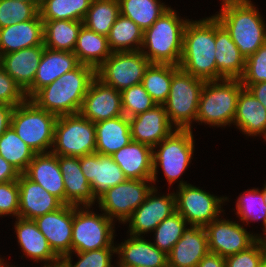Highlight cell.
<instances>
[{"instance_id":"cell-11","label":"cell","mask_w":266,"mask_h":267,"mask_svg":"<svg viewBox=\"0 0 266 267\" xmlns=\"http://www.w3.org/2000/svg\"><path fill=\"white\" fill-rule=\"evenodd\" d=\"M151 62L139 51L112 52L96 69V77L104 84L122 92L142 83Z\"/></svg>"},{"instance_id":"cell-3","label":"cell","mask_w":266,"mask_h":267,"mask_svg":"<svg viewBox=\"0 0 266 267\" xmlns=\"http://www.w3.org/2000/svg\"><path fill=\"white\" fill-rule=\"evenodd\" d=\"M214 16L230 34L245 59L266 42V24L251 0H236L224 4L220 13Z\"/></svg>"},{"instance_id":"cell-56","label":"cell","mask_w":266,"mask_h":267,"mask_svg":"<svg viewBox=\"0 0 266 267\" xmlns=\"http://www.w3.org/2000/svg\"><path fill=\"white\" fill-rule=\"evenodd\" d=\"M259 267H266V257L263 258V260L261 261Z\"/></svg>"},{"instance_id":"cell-6","label":"cell","mask_w":266,"mask_h":267,"mask_svg":"<svg viewBox=\"0 0 266 267\" xmlns=\"http://www.w3.org/2000/svg\"><path fill=\"white\" fill-rule=\"evenodd\" d=\"M58 116L39 108L32 100L26 99L15 106L11 126L17 135L36 153H49L52 149L55 124Z\"/></svg>"},{"instance_id":"cell-4","label":"cell","mask_w":266,"mask_h":267,"mask_svg":"<svg viewBox=\"0 0 266 267\" xmlns=\"http://www.w3.org/2000/svg\"><path fill=\"white\" fill-rule=\"evenodd\" d=\"M189 20L180 19L169 8L149 29L144 31L141 52L151 63L179 66L182 55L183 32ZM149 49L148 51H144Z\"/></svg>"},{"instance_id":"cell-25","label":"cell","mask_w":266,"mask_h":267,"mask_svg":"<svg viewBox=\"0 0 266 267\" xmlns=\"http://www.w3.org/2000/svg\"><path fill=\"white\" fill-rule=\"evenodd\" d=\"M215 61L218 81L241 79L245 71L246 59L240 54L230 34L215 17Z\"/></svg>"},{"instance_id":"cell-2","label":"cell","mask_w":266,"mask_h":267,"mask_svg":"<svg viewBox=\"0 0 266 267\" xmlns=\"http://www.w3.org/2000/svg\"><path fill=\"white\" fill-rule=\"evenodd\" d=\"M179 68L205 81L218 80L215 61V16L186 23Z\"/></svg>"},{"instance_id":"cell-46","label":"cell","mask_w":266,"mask_h":267,"mask_svg":"<svg viewBox=\"0 0 266 267\" xmlns=\"http://www.w3.org/2000/svg\"><path fill=\"white\" fill-rule=\"evenodd\" d=\"M240 80L242 84L266 81V42L246 59L245 71Z\"/></svg>"},{"instance_id":"cell-33","label":"cell","mask_w":266,"mask_h":267,"mask_svg":"<svg viewBox=\"0 0 266 267\" xmlns=\"http://www.w3.org/2000/svg\"><path fill=\"white\" fill-rule=\"evenodd\" d=\"M73 53L80 64L93 67L95 70L112 54L106 36L82 25Z\"/></svg>"},{"instance_id":"cell-10","label":"cell","mask_w":266,"mask_h":267,"mask_svg":"<svg viewBox=\"0 0 266 267\" xmlns=\"http://www.w3.org/2000/svg\"><path fill=\"white\" fill-rule=\"evenodd\" d=\"M191 129H175L159 144L160 149L153 151L152 182L157 179V167L161 166L165 177L171 185L180 178L188 167L194 150Z\"/></svg>"},{"instance_id":"cell-19","label":"cell","mask_w":266,"mask_h":267,"mask_svg":"<svg viewBox=\"0 0 266 267\" xmlns=\"http://www.w3.org/2000/svg\"><path fill=\"white\" fill-rule=\"evenodd\" d=\"M132 140L156 149L163 139L176 129L172 126L163 105L129 118Z\"/></svg>"},{"instance_id":"cell-35","label":"cell","mask_w":266,"mask_h":267,"mask_svg":"<svg viewBox=\"0 0 266 267\" xmlns=\"http://www.w3.org/2000/svg\"><path fill=\"white\" fill-rule=\"evenodd\" d=\"M144 31L131 19L119 15L107 35L112 52L139 51Z\"/></svg>"},{"instance_id":"cell-43","label":"cell","mask_w":266,"mask_h":267,"mask_svg":"<svg viewBox=\"0 0 266 267\" xmlns=\"http://www.w3.org/2000/svg\"><path fill=\"white\" fill-rule=\"evenodd\" d=\"M237 215L241 221L263 220L264 230L266 229V203L263 198V190L251 189L244 195H240L236 203Z\"/></svg>"},{"instance_id":"cell-32","label":"cell","mask_w":266,"mask_h":267,"mask_svg":"<svg viewBox=\"0 0 266 267\" xmlns=\"http://www.w3.org/2000/svg\"><path fill=\"white\" fill-rule=\"evenodd\" d=\"M233 123L248 136L262 133L266 139V108L246 88L238 95Z\"/></svg>"},{"instance_id":"cell-23","label":"cell","mask_w":266,"mask_h":267,"mask_svg":"<svg viewBox=\"0 0 266 267\" xmlns=\"http://www.w3.org/2000/svg\"><path fill=\"white\" fill-rule=\"evenodd\" d=\"M208 252L205 228L190 225L167 254L168 267H196Z\"/></svg>"},{"instance_id":"cell-37","label":"cell","mask_w":266,"mask_h":267,"mask_svg":"<svg viewBox=\"0 0 266 267\" xmlns=\"http://www.w3.org/2000/svg\"><path fill=\"white\" fill-rule=\"evenodd\" d=\"M179 66L151 63L142 79V85L157 105H163L170 93L173 74Z\"/></svg>"},{"instance_id":"cell-30","label":"cell","mask_w":266,"mask_h":267,"mask_svg":"<svg viewBox=\"0 0 266 267\" xmlns=\"http://www.w3.org/2000/svg\"><path fill=\"white\" fill-rule=\"evenodd\" d=\"M15 223L16 235L18 243L23 252L31 259L45 261L43 267L56 266L61 263V259L53 252L46 237L38 229L34 220L16 218ZM50 262V264L48 263ZM47 262V265H46Z\"/></svg>"},{"instance_id":"cell-5","label":"cell","mask_w":266,"mask_h":267,"mask_svg":"<svg viewBox=\"0 0 266 267\" xmlns=\"http://www.w3.org/2000/svg\"><path fill=\"white\" fill-rule=\"evenodd\" d=\"M220 81H206L203 85L196 121L211 124L210 126L214 127L228 124L230 126L233 123L237 98L244 86L239 79H222Z\"/></svg>"},{"instance_id":"cell-24","label":"cell","mask_w":266,"mask_h":267,"mask_svg":"<svg viewBox=\"0 0 266 267\" xmlns=\"http://www.w3.org/2000/svg\"><path fill=\"white\" fill-rule=\"evenodd\" d=\"M38 45H44V22L39 13L32 20L0 28V57Z\"/></svg>"},{"instance_id":"cell-55","label":"cell","mask_w":266,"mask_h":267,"mask_svg":"<svg viewBox=\"0 0 266 267\" xmlns=\"http://www.w3.org/2000/svg\"><path fill=\"white\" fill-rule=\"evenodd\" d=\"M16 1H23V2H26V3H40L39 0H16Z\"/></svg>"},{"instance_id":"cell-49","label":"cell","mask_w":266,"mask_h":267,"mask_svg":"<svg viewBox=\"0 0 266 267\" xmlns=\"http://www.w3.org/2000/svg\"><path fill=\"white\" fill-rule=\"evenodd\" d=\"M19 213V185L17 180L0 183V216Z\"/></svg>"},{"instance_id":"cell-59","label":"cell","mask_w":266,"mask_h":267,"mask_svg":"<svg viewBox=\"0 0 266 267\" xmlns=\"http://www.w3.org/2000/svg\"><path fill=\"white\" fill-rule=\"evenodd\" d=\"M51 267H65L62 263L56 265V266H51Z\"/></svg>"},{"instance_id":"cell-12","label":"cell","mask_w":266,"mask_h":267,"mask_svg":"<svg viewBox=\"0 0 266 267\" xmlns=\"http://www.w3.org/2000/svg\"><path fill=\"white\" fill-rule=\"evenodd\" d=\"M175 194L176 211L192 226L205 227L219 217L227 197H215L187 182L180 181Z\"/></svg>"},{"instance_id":"cell-40","label":"cell","mask_w":266,"mask_h":267,"mask_svg":"<svg viewBox=\"0 0 266 267\" xmlns=\"http://www.w3.org/2000/svg\"><path fill=\"white\" fill-rule=\"evenodd\" d=\"M119 15L118 0H92L83 25L99 35L107 37Z\"/></svg>"},{"instance_id":"cell-22","label":"cell","mask_w":266,"mask_h":267,"mask_svg":"<svg viewBox=\"0 0 266 267\" xmlns=\"http://www.w3.org/2000/svg\"><path fill=\"white\" fill-rule=\"evenodd\" d=\"M79 64L73 52L45 47L33 84L25 91L26 98L30 99L38 90L51 84L64 73L75 69Z\"/></svg>"},{"instance_id":"cell-21","label":"cell","mask_w":266,"mask_h":267,"mask_svg":"<svg viewBox=\"0 0 266 267\" xmlns=\"http://www.w3.org/2000/svg\"><path fill=\"white\" fill-rule=\"evenodd\" d=\"M58 165L62 172L65 187V204L79 206L80 208L82 206H92L91 204L97 199L94 196L91 184L81 170L79 157L58 156Z\"/></svg>"},{"instance_id":"cell-42","label":"cell","mask_w":266,"mask_h":267,"mask_svg":"<svg viewBox=\"0 0 266 267\" xmlns=\"http://www.w3.org/2000/svg\"><path fill=\"white\" fill-rule=\"evenodd\" d=\"M40 3L0 0V28L32 20L39 13Z\"/></svg>"},{"instance_id":"cell-31","label":"cell","mask_w":266,"mask_h":267,"mask_svg":"<svg viewBox=\"0 0 266 267\" xmlns=\"http://www.w3.org/2000/svg\"><path fill=\"white\" fill-rule=\"evenodd\" d=\"M95 152L113 155L132 141L129 118L125 115L95 123Z\"/></svg>"},{"instance_id":"cell-15","label":"cell","mask_w":266,"mask_h":267,"mask_svg":"<svg viewBox=\"0 0 266 267\" xmlns=\"http://www.w3.org/2000/svg\"><path fill=\"white\" fill-rule=\"evenodd\" d=\"M158 190L152 188L144 202L125 221L129 222L132 236H141L153 230L167 217L176 212L175 193L158 196L153 194Z\"/></svg>"},{"instance_id":"cell-34","label":"cell","mask_w":266,"mask_h":267,"mask_svg":"<svg viewBox=\"0 0 266 267\" xmlns=\"http://www.w3.org/2000/svg\"><path fill=\"white\" fill-rule=\"evenodd\" d=\"M44 22V46L53 50L73 52L82 21L50 20Z\"/></svg>"},{"instance_id":"cell-38","label":"cell","mask_w":266,"mask_h":267,"mask_svg":"<svg viewBox=\"0 0 266 267\" xmlns=\"http://www.w3.org/2000/svg\"><path fill=\"white\" fill-rule=\"evenodd\" d=\"M92 0H41L39 15L42 21L84 20Z\"/></svg>"},{"instance_id":"cell-1","label":"cell","mask_w":266,"mask_h":267,"mask_svg":"<svg viewBox=\"0 0 266 267\" xmlns=\"http://www.w3.org/2000/svg\"><path fill=\"white\" fill-rule=\"evenodd\" d=\"M96 70L79 64L57 80L38 90L31 98L39 108L57 116L79 113Z\"/></svg>"},{"instance_id":"cell-26","label":"cell","mask_w":266,"mask_h":267,"mask_svg":"<svg viewBox=\"0 0 266 267\" xmlns=\"http://www.w3.org/2000/svg\"><path fill=\"white\" fill-rule=\"evenodd\" d=\"M119 267H168V256L150 241L140 236H132L116 246Z\"/></svg>"},{"instance_id":"cell-48","label":"cell","mask_w":266,"mask_h":267,"mask_svg":"<svg viewBox=\"0 0 266 267\" xmlns=\"http://www.w3.org/2000/svg\"><path fill=\"white\" fill-rule=\"evenodd\" d=\"M23 89L5 72L0 64V104L18 106L26 100Z\"/></svg>"},{"instance_id":"cell-17","label":"cell","mask_w":266,"mask_h":267,"mask_svg":"<svg viewBox=\"0 0 266 267\" xmlns=\"http://www.w3.org/2000/svg\"><path fill=\"white\" fill-rule=\"evenodd\" d=\"M79 113L93 123L124 115L121 92L95 77L89 85Z\"/></svg>"},{"instance_id":"cell-51","label":"cell","mask_w":266,"mask_h":267,"mask_svg":"<svg viewBox=\"0 0 266 267\" xmlns=\"http://www.w3.org/2000/svg\"><path fill=\"white\" fill-rule=\"evenodd\" d=\"M242 85L266 108V81Z\"/></svg>"},{"instance_id":"cell-54","label":"cell","mask_w":266,"mask_h":267,"mask_svg":"<svg viewBox=\"0 0 266 267\" xmlns=\"http://www.w3.org/2000/svg\"><path fill=\"white\" fill-rule=\"evenodd\" d=\"M263 198H264L265 203H266V185H265V187L263 188ZM263 231H265V234H266V229L263 230ZM258 239H259V240H263L264 242H266V237L262 239L261 236H259Z\"/></svg>"},{"instance_id":"cell-53","label":"cell","mask_w":266,"mask_h":267,"mask_svg":"<svg viewBox=\"0 0 266 267\" xmlns=\"http://www.w3.org/2000/svg\"><path fill=\"white\" fill-rule=\"evenodd\" d=\"M14 107L6 104H0V137L11 125V116Z\"/></svg>"},{"instance_id":"cell-14","label":"cell","mask_w":266,"mask_h":267,"mask_svg":"<svg viewBox=\"0 0 266 267\" xmlns=\"http://www.w3.org/2000/svg\"><path fill=\"white\" fill-rule=\"evenodd\" d=\"M208 250L224 258L248 249L258 236L250 234L243 226L230 220H213L205 227Z\"/></svg>"},{"instance_id":"cell-47","label":"cell","mask_w":266,"mask_h":267,"mask_svg":"<svg viewBox=\"0 0 266 267\" xmlns=\"http://www.w3.org/2000/svg\"><path fill=\"white\" fill-rule=\"evenodd\" d=\"M264 257L265 242L258 239L248 249L226 257V267H259Z\"/></svg>"},{"instance_id":"cell-27","label":"cell","mask_w":266,"mask_h":267,"mask_svg":"<svg viewBox=\"0 0 266 267\" xmlns=\"http://www.w3.org/2000/svg\"><path fill=\"white\" fill-rule=\"evenodd\" d=\"M23 174L65 204V187L57 155L52 152L35 154Z\"/></svg>"},{"instance_id":"cell-39","label":"cell","mask_w":266,"mask_h":267,"mask_svg":"<svg viewBox=\"0 0 266 267\" xmlns=\"http://www.w3.org/2000/svg\"><path fill=\"white\" fill-rule=\"evenodd\" d=\"M35 154L11 125L0 137V155L21 174L25 172Z\"/></svg>"},{"instance_id":"cell-58","label":"cell","mask_w":266,"mask_h":267,"mask_svg":"<svg viewBox=\"0 0 266 267\" xmlns=\"http://www.w3.org/2000/svg\"><path fill=\"white\" fill-rule=\"evenodd\" d=\"M4 265H5L4 260L2 261L0 258V267H4Z\"/></svg>"},{"instance_id":"cell-45","label":"cell","mask_w":266,"mask_h":267,"mask_svg":"<svg viewBox=\"0 0 266 267\" xmlns=\"http://www.w3.org/2000/svg\"><path fill=\"white\" fill-rule=\"evenodd\" d=\"M79 260L74 265L71 263V253L65 256L61 263L65 267H113L111 265L112 253H116V247H106L85 252H75Z\"/></svg>"},{"instance_id":"cell-28","label":"cell","mask_w":266,"mask_h":267,"mask_svg":"<svg viewBox=\"0 0 266 267\" xmlns=\"http://www.w3.org/2000/svg\"><path fill=\"white\" fill-rule=\"evenodd\" d=\"M44 48V45H38L0 57V64L5 72L15 80L24 92L33 84Z\"/></svg>"},{"instance_id":"cell-50","label":"cell","mask_w":266,"mask_h":267,"mask_svg":"<svg viewBox=\"0 0 266 267\" xmlns=\"http://www.w3.org/2000/svg\"><path fill=\"white\" fill-rule=\"evenodd\" d=\"M20 172L0 155V183L18 180Z\"/></svg>"},{"instance_id":"cell-29","label":"cell","mask_w":266,"mask_h":267,"mask_svg":"<svg viewBox=\"0 0 266 267\" xmlns=\"http://www.w3.org/2000/svg\"><path fill=\"white\" fill-rule=\"evenodd\" d=\"M153 151L150 146L132 140L111 157L127 179H152Z\"/></svg>"},{"instance_id":"cell-20","label":"cell","mask_w":266,"mask_h":267,"mask_svg":"<svg viewBox=\"0 0 266 267\" xmlns=\"http://www.w3.org/2000/svg\"><path fill=\"white\" fill-rule=\"evenodd\" d=\"M17 181L19 185V218L34 220L63 205L57 197L47 192L40 184L28 179L24 174H20Z\"/></svg>"},{"instance_id":"cell-16","label":"cell","mask_w":266,"mask_h":267,"mask_svg":"<svg viewBox=\"0 0 266 267\" xmlns=\"http://www.w3.org/2000/svg\"><path fill=\"white\" fill-rule=\"evenodd\" d=\"M74 205L63 204L59 209L34 219L53 252L62 260L71 253Z\"/></svg>"},{"instance_id":"cell-7","label":"cell","mask_w":266,"mask_h":267,"mask_svg":"<svg viewBox=\"0 0 266 267\" xmlns=\"http://www.w3.org/2000/svg\"><path fill=\"white\" fill-rule=\"evenodd\" d=\"M205 82L181 68L173 74L170 93L163 106L176 129H192L191 122L196 121L200 93Z\"/></svg>"},{"instance_id":"cell-36","label":"cell","mask_w":266,"mask_h":267,"mask_svg":"<svg viewBox=\"0 0 266 267\" xmlns=\"http://www.w3.org/2000/svg\"><path fill=\"white\" fill-rule=\"evenodd\" d=\"M120 15L131 19L143 31L150 26L170 7L157 0H118Z\"/></svg>"},{"instance_id":"cell-9","label":"cell","mask_w":266,"mask_h":267,"mask_svg":"<svg viewBox=\"0 0 266 267\" xmlns=\"http://www.w3.org/2000/svg\"><path fill=\"white\" fill-rule=\"evenodd\" d=\"M84 207L85 211L74 205L71 254L114 247L113 220L105 213L97 215L89 211L90 206Z\"/></svg>"},{"instance_id":"cell-8","label":"cell","mask_w":266,"mask_h":267,"mask_svg":"<svg viewBox=\"0 0 266 267\" xmlns=\"http://www.w3.org/2000/svg\"><path fill=\"white\" fill-rule=\"evenodd\" d=\"M53 149L57 156L83 157L95 153V123L80 113L58 116Z\"/></svg>"},{"instance_id":"cell-57","label":"cell","mask_w":266,"mask_h":267,"mask_svg":"<svg viewBox=\"0 0 266 267\" xmlns=\"http://www.w3.org/2000/svg\"><path fill=\"white\" fill-rule=\"evenodd\" d=\"M233 1H236V0H222V2H223L222 5L228 4V3L233 2Z\"/></svg>"},{"instance_id":"cell-13","label":"cell","mask_w":266,"mask_h":267,"mask_svg":"<svg viewBox=\"0 0 266 267\" xmlns=\"http://www.w3.org/2000/svg\"><path fill=\"white\" fill-rule=\"evenodd\" d=\"M151 179H127L108 189L98 200L101 211L112 220L125 223L132 213L144 202L149 192L154 188L146 183Z\"/></svg>"},{"instance_id":"cell-44","label":"cell","mask_w":266,"mask_h":267,"mask_svg":"<svg viewBox=\"0 0 266 267\" xmlns=\"http://www.w3.org/2000/svg\"><path fill=\"white\" fill-rule=\"evenodd\" d=\"M121 101L123 114L128 118L146 112L157 105L142 84L123 90Z\"/></svg>"},{"instance_id":"cell-41","label":"cell","mask_w":266,"mask_h":267,"mask_svg":"<svg viewBox=\"0 0 266 267\" xmlns=\"http://www.w3.org/2000/svg\"><path fill=\"white\" fill-rule=\"evenodd\" d=\"M186 224L187 221L176 211L153 230L156 242L152 244L168 254L182 237Z\"/></svg>"},{"instance_id":"cell-18","label":"cell","mask_w":266,"mask_h":267,"mask_svg":"<svg viewBox=\"0 0 266 267\" xmlns=\"http://www.w3.org/2000/svg\"><path fill=\"white\" fill-rule=\"evenodd\" d=\"M81 170L91 184L95 198L127 180L124 172L109 155L92 153L79 157Z\"/></svg>"},{"instance_id":"cell-52","label":"cell","mask_w":266,"mask_h":267,"mask_svg":"<svg viewBox=\"0 0 266 267\" xmlns=\"http://www.w3.org/2000/svg\"><path fill=\"white\" fill-rule=\"evenodd\" d=\"M196 267H226V260L218 254L208 252Z\"/></svg>"}]
</instances>
